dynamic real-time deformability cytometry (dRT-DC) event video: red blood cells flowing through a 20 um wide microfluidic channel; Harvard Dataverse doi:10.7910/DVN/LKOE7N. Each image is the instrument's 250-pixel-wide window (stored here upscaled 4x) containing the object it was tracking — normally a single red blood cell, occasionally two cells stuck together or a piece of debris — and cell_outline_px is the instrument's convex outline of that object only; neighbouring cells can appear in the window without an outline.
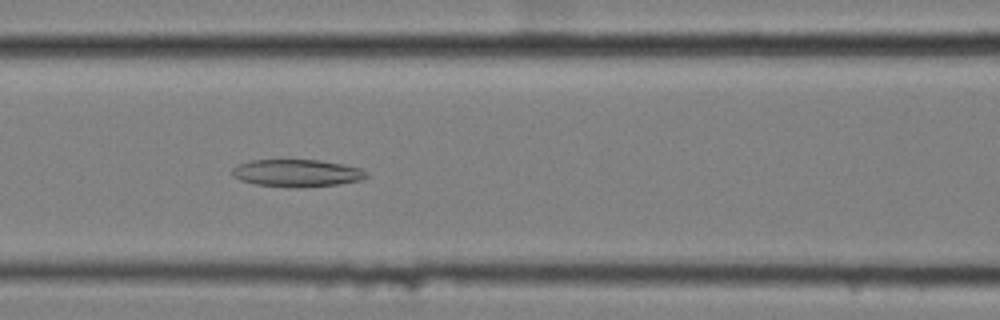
{"species": "common noctule bat (a hibernating species)", "species_latin": "Nyctalus noctula", "temperature_condition": "cold", "stored_images_in_passage": 55, "camera_frame_rate_fps": 3000, "um_per_image_px": 0.085, "animal": {"sex": "female", "body_mass_g": 25.1}, "frame": {"image": 1, "passage_image": 22, "time_ms": 7.0, "image_size_px": [1000, 320], "cell_outline_px": [[368, 176], [364, 180], [340, 184], [296, 188], [288, 188], [256, 184], [240, 180], [232, 176], [232, 168], [240, 164], [252, 160], [320, 160], [344, 164], [360, 168], [368, 172]], "centroid_in_image_um": [25.28, 14.72], "position_along_channel_um": 141.3, "area_um2": 21.68}}
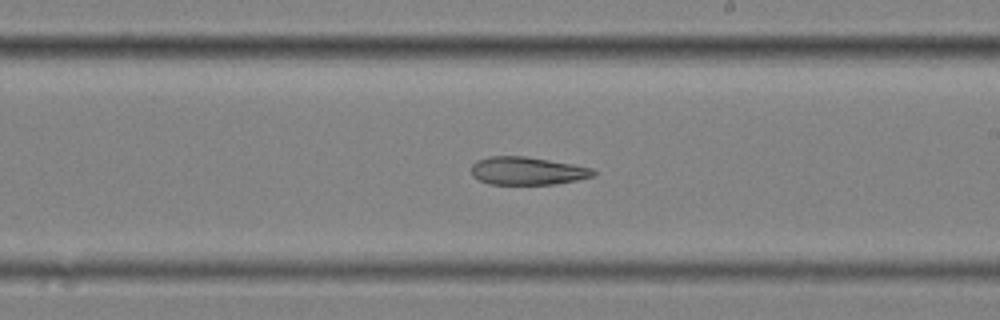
{"frame": {"image": 2, "passage_image": 31, "time_ms": 10.0, "image_size_px": [1000, 320], "cell_outline_px": [[596, 176], [556, 184], [488, 184], [472, 176], [472, 164], [476, 160], [488, 156], [524, 156], [572, 164], [592, 168], [596, 172]], "centroid_in_image_um": [44.81, 14.52], "position_along_channel_um": 244.2, "area_um2": 19.88}}
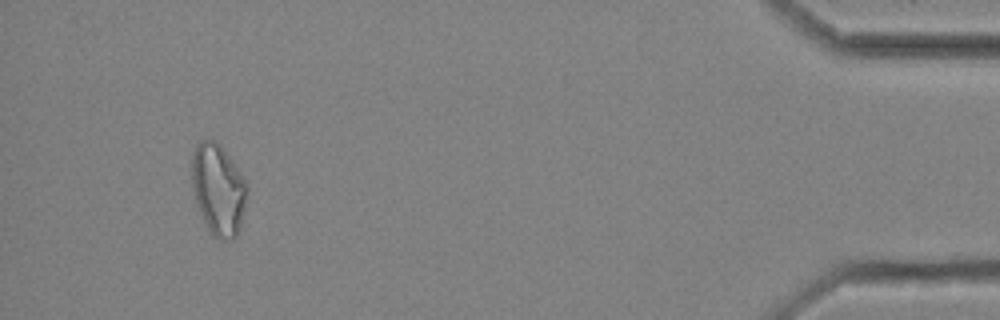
{"frame": {"image": 3, "passage_image": 52, "time_ms": 17.0, "image_size_px": [1000, 320], "cell_outline_px": [[248, 188], [240, 228], [236, 236], [232, 240], [220, 240], [212, 236], [204, 224], [196, 204], [192, 188], [192, 152], [196, 144], [200, 140], [216, 140], [220, 144], [232, 160], [240, 172]], "centroid_in_image_um": [18.53, 16.13], "position_along_channel_um": 416.7, "area_um2": 29.65}}